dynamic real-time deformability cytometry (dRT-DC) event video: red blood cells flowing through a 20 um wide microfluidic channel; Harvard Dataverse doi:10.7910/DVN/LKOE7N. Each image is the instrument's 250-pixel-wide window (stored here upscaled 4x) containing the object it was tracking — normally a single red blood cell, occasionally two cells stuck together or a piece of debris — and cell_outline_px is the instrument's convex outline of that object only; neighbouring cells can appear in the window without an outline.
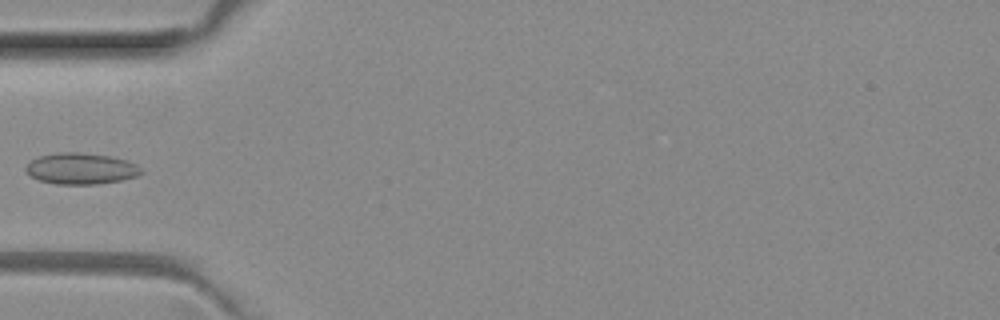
{"species": "common noctule bat (a hibernating species)", "species_latin": "Nyctalus noctula", "temperature_condition": "room temperature", "stored_images_in_passage": 5, "camera_frame_rate_fps": 3000, "um_per_image_px": 0.085, "animal": {"sex": "female", "body_mass_g": 29.2, "forearm_length_mm": 56.3}, "frame": {"image": 1, "passage_image": 5, "time_ms": 1.333, "image_size_px": [1000, 320], "cell_outline_px": [[144, 172], [136, 176], [120, 180], [96, 184], [56, 184], [40, 180], [32, 176], [24, 168], [32, 160], [40, 156], [56, 152], [80, 152], [108, 156], [128, 160], [136, 164]], "centroid_in_image_um": [6.9, 14.32], "position_along_channel_um": 78.1, "area_um2": 20.81}}